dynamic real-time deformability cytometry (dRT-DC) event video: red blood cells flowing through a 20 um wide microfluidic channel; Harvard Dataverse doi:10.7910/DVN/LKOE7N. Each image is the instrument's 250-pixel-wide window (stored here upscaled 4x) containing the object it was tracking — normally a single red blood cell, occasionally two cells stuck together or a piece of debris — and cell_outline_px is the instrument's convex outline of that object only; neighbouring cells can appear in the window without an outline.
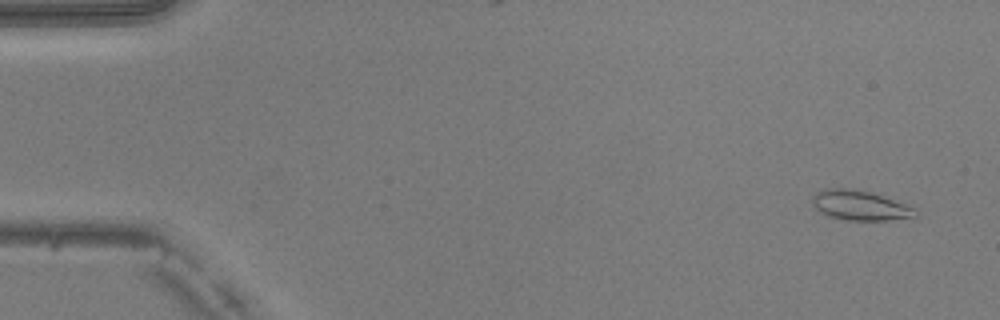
{"species": "common noctule bat (a hibernating species)", "species_latin": "Nyctalus noctula", "temperature_condition": "warm", "stored_images_in_passage": 51, "camera_frame_rate_fps": 3000, "um_per_image_px": 0.085, "animal": {"sex": "male", "body_mass_g": 20.5, "forearm_length_mm": 52.5}, "frame": {"image": 1, "passage_image": 3, "time_ms": 0.667, "image_size_px": [1000, 320], "cell_outline_px": [[920, 212], [916, 216], [888, 220], [848, 220], [832, 216], [820, 212], [812, 204], [812, 196], [816, 192], [824, 188], [856, 188], [872, 192], [916, 208]], "centroid_in_image_um": [73.1, 17.44], "position_along_channel_um": 11.9, "area_um2": 17.98}}
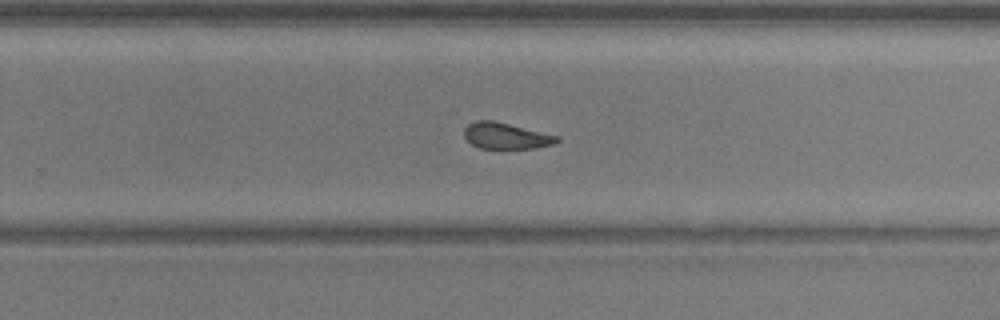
{"frame": {"image": 2, "passage_image": 33, "time_ms": 10.667, "image_size_px": [1000, 320], "cell_outline_px": [[560, 140], [552, 144], [536, 148], [480, 148], [472, 144], [464, 136], [464, 128], [468, 124], [476, 120], [492, 120], [560, 136]], "centroid_in_image_um": [43.0, 11.54], "position_along_channel_um": 286.8, "area_um2": 14.05}}
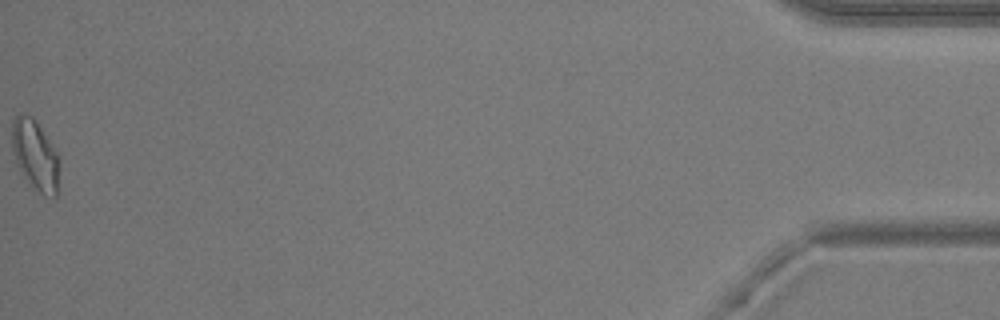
{"frame": {"image": 3, "passage_image": 51, "time_ms": 16.667, "image_size_px": [1000, 320], "cell_outline_px": [[56, 200], [44, 196], [32, 188], [16, 164], [12, 152], [12, 120], [20, 112], [28, 112], [36, 120], [56, 152]], "centroid_in_image_um": [2.92, 13.15], "position_along_channel_um": 432.3, "area_um2": 19.19}, "authors_computed_cell_mechanics": {"area_um2": 15.9528, "velocity_mm_per_s": 4.0418, "shape_relaxation_time_tau1_ms": null, "shape_relaxation_time_tau2_ms": 1.7815, "deformation_change_tau1": null, "deformation_change_tau2": 0.0673}}